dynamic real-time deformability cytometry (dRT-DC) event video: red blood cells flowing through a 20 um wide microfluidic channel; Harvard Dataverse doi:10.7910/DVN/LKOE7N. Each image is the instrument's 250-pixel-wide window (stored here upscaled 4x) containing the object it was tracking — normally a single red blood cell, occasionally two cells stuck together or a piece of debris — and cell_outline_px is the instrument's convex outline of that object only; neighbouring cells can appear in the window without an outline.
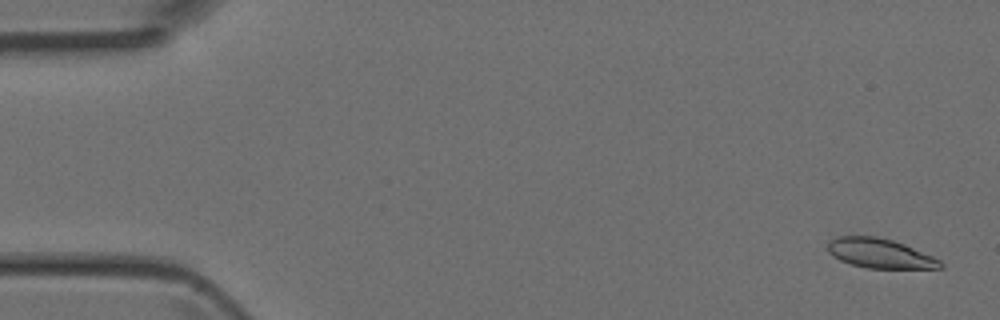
{"species": "Egyptian fruit bat (a non-hibernating species)", "species_latin": "Rousettus aegyptiacus", "temperature_condition": "room temperature", "stored_images_in_passage": 4, "camera_frame_rate_fps": 3000, "um_per_image_px": 0.085, "animal": {"sex": "female"}, "frame": {"image": 1, "passage_image": 1, "time_ms": 0.0, "image_size_px": [1000, 320], "cell_outline_px": [[944, 268], [868, 268], [852, 264], [840, 260], [832, 256], [828, 252], [828, 240], [840, 236], [876, 236], [892, 240], [904, 244], [932, 256], [940, 260], [944, 264]], "centroid_in_image_um": [74.78, 21.53], "position_along_channel_um": 10.2, "area_um2": 19.31}}
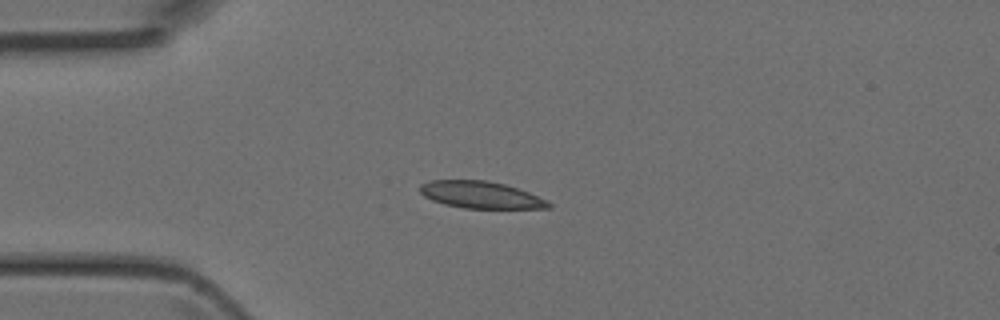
{"frame": {"image": 2, "passage_image": 4, "time_ms": 1.0, "image_size_px": [1000, 320], "cell_outline_px": [[552, 208], [464, 208], [444, 204], [432, 200], [424, 196], [420, 192], [420, 184], [432, 180], [488, 180], [504, 184], [528, 192], [548, 200], [552, 204]], "centroid_in_image_um": [40.87, 16.56], "position_along_channel_um": 44.1, "area_um2": 20.17}}